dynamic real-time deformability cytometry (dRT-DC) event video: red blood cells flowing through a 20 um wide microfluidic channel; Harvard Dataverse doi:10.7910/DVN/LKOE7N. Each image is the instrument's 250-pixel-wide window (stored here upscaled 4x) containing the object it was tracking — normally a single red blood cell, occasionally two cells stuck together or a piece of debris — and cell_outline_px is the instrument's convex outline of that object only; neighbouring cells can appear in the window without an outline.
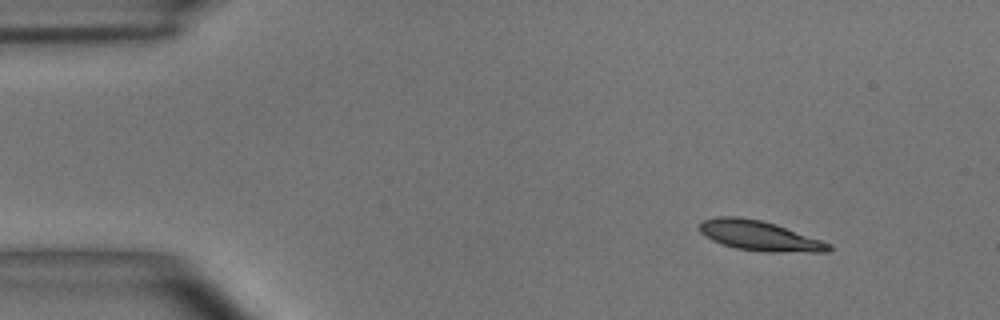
{"species": "common noctule bat (a hibernating species)", "species_latin": "Nyctalus noctula", "temperature_condition": "room temperature", "stored_images_in_passage": 7, "camera_frame_rate_fps": 3000, "um_per_image_px": 0.085, "animal": {"sex": "male", "body_mass_g": 15.6}, "frame": {"image": 1, "passage_image": 1, "time_ms": 0.0, "image_size_px": [1000, 320], "cell_outline_px": [[832, 248], [828, 252], [764, 252], [736, 248], [712, 240], [704, 236], [700, 232], [700, 224], [704, 220], [716, 216], [740, 216], [760, 220], [776, 224], [832, 244]], "centroid_in_image_um": [64.56, 20.04], "position_along_channel_um": 20.4, "area_um2": 22.54}}
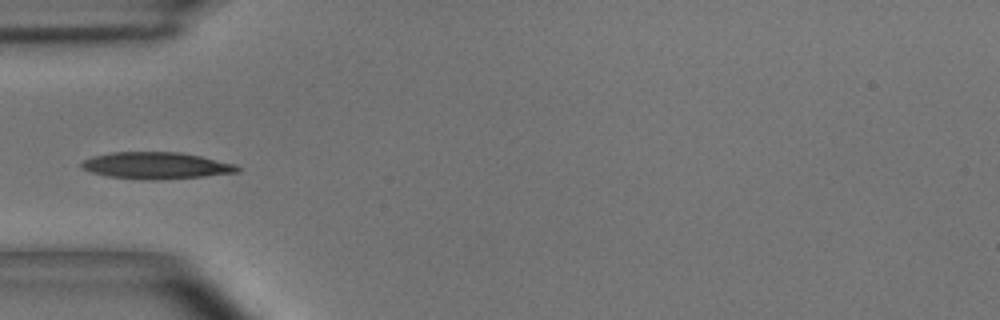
{"frame": {"image": 2, "passage_image": 4, "time_ms": 1.0, "image_size_px": [1000, 320], "cell_outline_px": [[240, 172], [204, 176], [160, 180], [152, 180], [108, 176], [92, 172], [80, 168], [80, 164], [84, 160], [92, 156], [112, 152], [180, 152], [200, 156], [236, 164], [240, 168]], "centroid_in_image_um": [13.28, 14.07], "position_along_channel_um": 71.7, "area_um2": 24.28}}
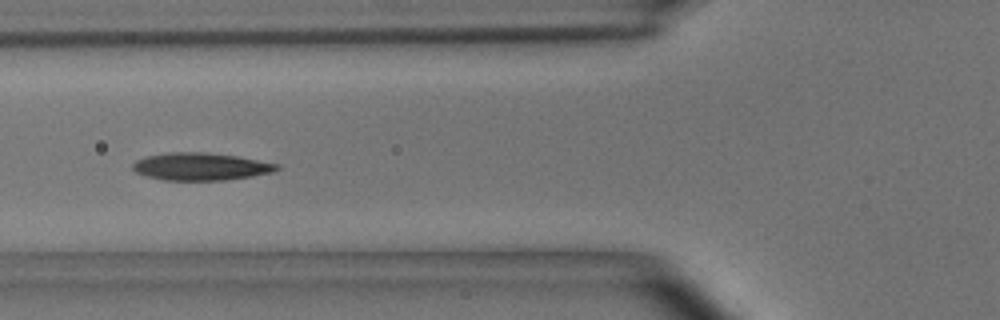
{"frame": {"image": 3, "passage_image": 5, "time_ms": 1.333, "image_size_px": [1000, 320], "cell_outline_px": [[280, 168], [272, 172], [252, 176], [224, 180], [164, 180], [148, 176], [136, 172], [132, 168], [132, 164], [136, 160], [144, 156], [168, 152], [204, 152], [236, 156], [280, 164]], "centroid_in_image_um": [17.04, 14.15], "position_along_channel_um": 108.8, "area_um2": 23.06}}